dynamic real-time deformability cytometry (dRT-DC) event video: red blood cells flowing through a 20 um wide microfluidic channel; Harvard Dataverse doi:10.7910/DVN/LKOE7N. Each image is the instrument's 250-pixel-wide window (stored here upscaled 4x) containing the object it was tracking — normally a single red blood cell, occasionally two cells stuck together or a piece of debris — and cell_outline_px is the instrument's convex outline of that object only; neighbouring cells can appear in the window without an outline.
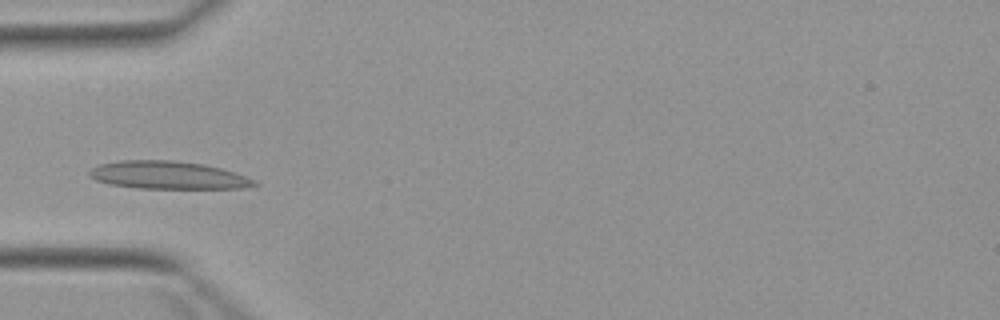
{"species": "Egyptian fruit bat (a non-hibernating species)", "species_latin": "Rousettus aegyptiacus", "temperature_condition": "warm", "stored_images_in_passage": 2, "camera_frame_rate_fps": 3000, "um_per_image_px": 0.085, "animal": {"sex": "female"}, "frame": {"image": 1, "passage_image": 2, "time_ms": 1.0, "image_size_px": [1000, 320], "cell_outline_px": [[260, 184], [240, 188], [136, 188], [108, 184], [96, 180], [88, 176], [88, 172], [92, 168], [100, 164], [120, 160], [172, 160], [204, 164], [220, 168], [256, 180]], "centroid_in_image_um": [14.23, 14.88], "position_along_channel_um": 70.8, "area_um2": 26.65}}